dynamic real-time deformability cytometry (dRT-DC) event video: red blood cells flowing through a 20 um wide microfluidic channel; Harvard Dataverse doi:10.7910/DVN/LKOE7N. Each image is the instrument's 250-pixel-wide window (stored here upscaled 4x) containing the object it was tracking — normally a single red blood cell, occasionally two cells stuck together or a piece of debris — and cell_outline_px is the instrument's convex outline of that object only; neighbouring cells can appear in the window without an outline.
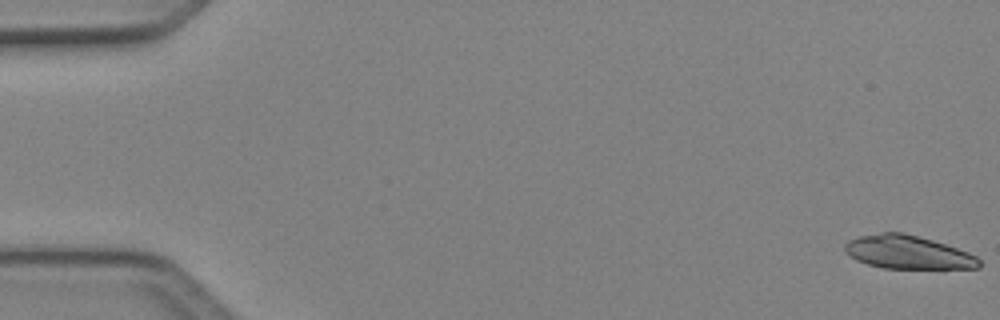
{"species": "Egyptian fruit bat (a non-hibernating species)", "species_latin": "Rousettus aegyptiacus", "temperature_condition": "cold", "stored_images_in_passage": 4, "camera_frame_rate_fps": 3000, "um_per_image_px": 0.085, "animal": {"sex": "female"}, "frame": {"image": 1, "passage_image": 1, "time_ms": 0.0, "image_size_px": [1000, 320], "cell_outline_px": [[980, 268], [884, 268], [868, 264], [856, 260], [844, 252], [844, 244], [848, 240], [860, 236], [880, 232], [904, 232], [932, 240], [968, 252], [976, 256], [980, 260]], "centroid_in_image_um": [77.13, 21.43], "position_along_channel_um": 7.9, "area_um2": 26.01}}